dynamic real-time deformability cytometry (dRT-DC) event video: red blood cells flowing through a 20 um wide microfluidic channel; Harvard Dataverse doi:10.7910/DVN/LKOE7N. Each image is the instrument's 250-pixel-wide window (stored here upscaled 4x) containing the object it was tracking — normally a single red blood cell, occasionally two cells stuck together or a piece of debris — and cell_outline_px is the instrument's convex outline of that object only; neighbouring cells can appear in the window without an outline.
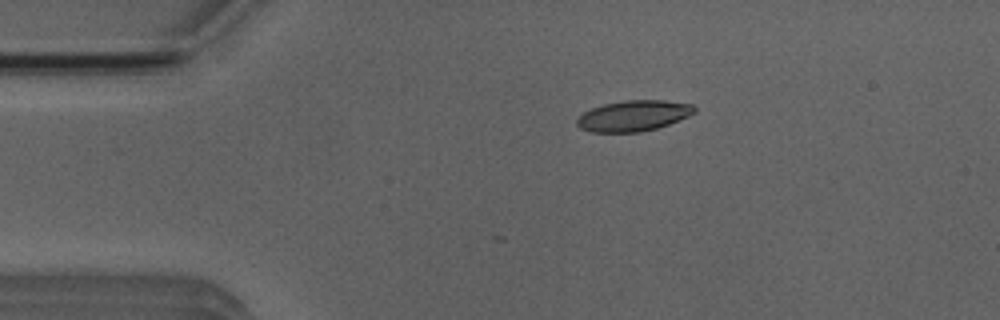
{"species": "Egyptian fruit bat (a non-hibernating species)", "species_latin": "Rousettus aegyptiacus", "temperature_condition": "room temperature", "stored_images_in_passage": 5, "camera_frame_rate_fps": 3000, "um_per_image_px": 0.085, "animal": {"sex": "male"}, "frame": {"image": 1, "passage_image": 5, "time_ms": 5.667, "image_size_px": [1000, 320], "cell_outline_px": [[696, 112], [688, 116], [668, 124], [656, 128], [640, 132], [592, 132], [580, 128], [576, 124], [576, 120], [584, 112], [592, 108], [604, 104], [624, 100], [664, 100], [692, 104], [696, 108]], "centroid_in_image_um": [53.85, 9.83], "position_along_channel_um": 31.2, "area_um2": 20.98}}